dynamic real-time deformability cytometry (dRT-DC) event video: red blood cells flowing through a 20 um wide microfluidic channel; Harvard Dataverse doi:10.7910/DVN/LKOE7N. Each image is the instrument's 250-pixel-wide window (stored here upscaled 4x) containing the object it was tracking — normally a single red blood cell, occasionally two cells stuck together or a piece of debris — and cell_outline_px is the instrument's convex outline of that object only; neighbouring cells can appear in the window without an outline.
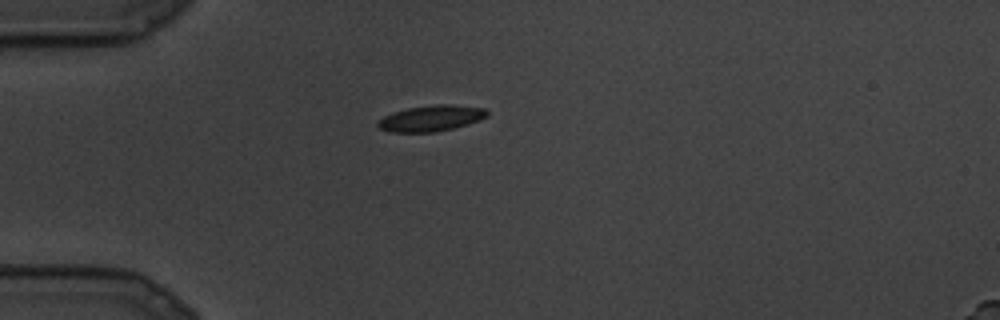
{"species": "common noctule bat (a hibernating species)", "species_latin": "Nyctalus noctula", "temperature_condition": "cold", "stored_images_in_passage": 3, "camera_frame_rate_fps": 3000, "um_per_image_px": 0.085, "animal": {"sex": "male", "body_mass_g": 19.5, "forearm_length_mm": 54.6}, "frame": {"image": 1, "passage_image": 1, "time_ms": 0.0, "image_size_px": [1000, 320], "cell_outline_px": [[488, 116], [480, 120], [468, 124], [436, 132], [388, 132], [376, 128], [376, 120], [392, 112], [408, 108], [440, 104], [452, 104], [484, 108], [488, 112]], "centroid_in_image_um": [36.59, 10.06], "position_along_channel_um": 48.4, "area_um2": 16.7}}